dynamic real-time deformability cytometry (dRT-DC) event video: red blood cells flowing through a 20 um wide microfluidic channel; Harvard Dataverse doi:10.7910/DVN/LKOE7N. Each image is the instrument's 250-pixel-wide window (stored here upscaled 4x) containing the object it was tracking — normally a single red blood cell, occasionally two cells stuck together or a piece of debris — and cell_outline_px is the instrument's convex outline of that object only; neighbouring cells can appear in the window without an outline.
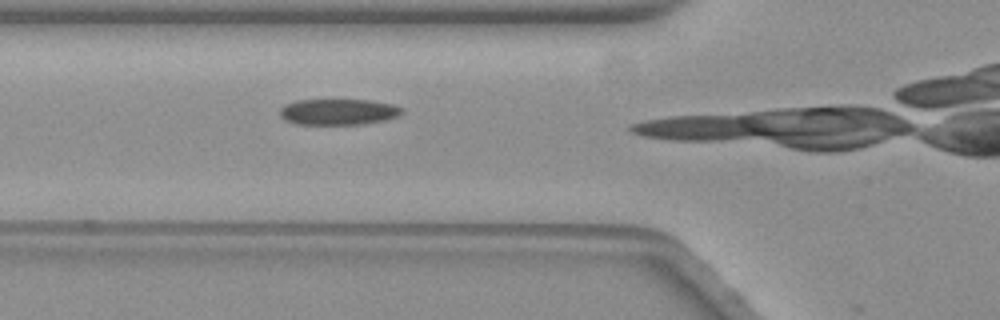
{"species": "common noctule bat (a hibernating species)", "species_latin": "Nyctalus noctula", "temperature_condition": "warm", "stored_images_in_passage": 11, "camera_frame_rate_fps": 3000, "um_per_image_px": 0.085, "animal": {"sex": "female", "body_mass_g": 19.3, "forearm_length_mm": 54.1}, "frame": {"image": 1, "passage_image": 10, "time_ms": 3.0, "image_size_px": [1000, 320], "cell_outline_px": [[404, 112], [396, 116], [384, 120], [364, 124], [296, 124], [284, 120], [280, 116], [280, 108], [284, 104], [296, 100], [372, 100], [392, 104], [404, 108]], "centroid_in_image_um": [28.74, 9.5], "position_along_channel_um": 97.1, "area_um2": 18.61}}